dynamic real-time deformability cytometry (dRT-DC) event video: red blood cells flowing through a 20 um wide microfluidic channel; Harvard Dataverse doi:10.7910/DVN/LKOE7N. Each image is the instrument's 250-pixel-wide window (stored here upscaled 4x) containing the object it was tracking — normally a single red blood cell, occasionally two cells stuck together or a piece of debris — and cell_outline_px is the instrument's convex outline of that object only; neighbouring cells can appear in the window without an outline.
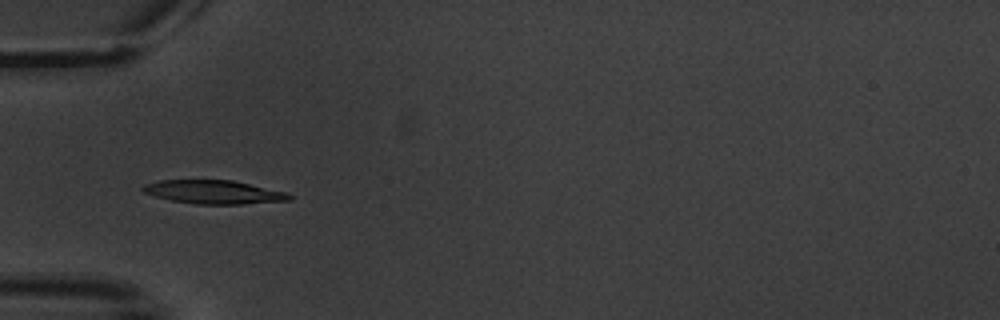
{"species": "common noctule bat (a hibernating species)", "species_latin": "Nyctalus noctula", "temperature_condition": "warm", "stored_images_in_passage": 10, "camera_frame_rate_fps": 3000, "um_per_image_px": 0.085, "animal": {"sex": "male", "body_mass_g": 20.1, "forearm_length_mm": 53.5}, "frame": {"image": 1, "passage_image": 5, "time_ms": 4.667, "image_size_px": [1000, 320], "cell_outline_px": [[292, 200], [244, 204], [196, 204], [172, 200], [156, 196], [144, 192], [140, 188], [144, 184], [160, 180], [232, 180], [288, 192], [292, 196]], "centroid_in_image_um": [18.21, 16.32], "position_along_channel_um": 66.8, "area_um2": 20.11}}
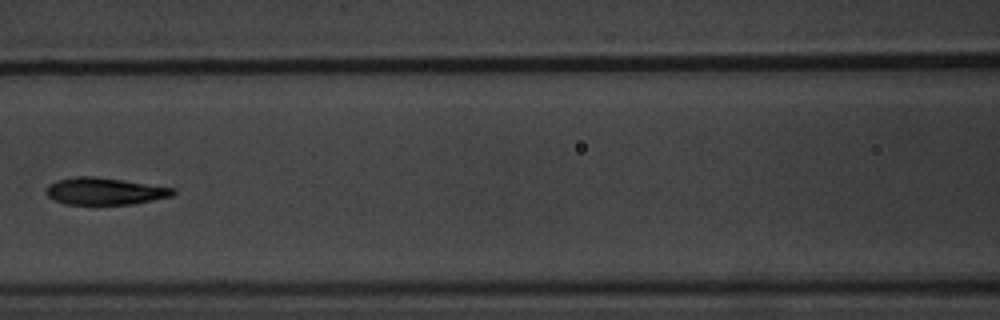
{"frame": {"image": 2, "passage_image": 7, "time_ms": 7.333, "image_size_px": [1000, 320], "cell_outline_px": [[176, 192], [172, 196], [132, 204], [64, 204], [52, 200], [48, 196], [48, 184], [56, 180], [72, 176], [96, 176], [176, 188]], "centroid_in_image_um": [8.89, 16.24], "position_along_channel_um": 157.7, "area_um2": 20.06}}
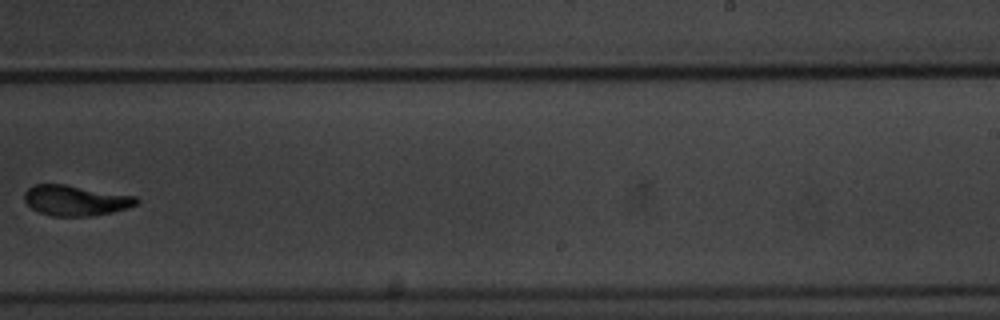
{"frame": {"image": 3, "passage_image": 10, "time_ms": 11.0, "image_size_px": [1000, 320], "cell_outline_px": [[140, 200], [136, 204], [128, 208], [112, 212], [88, 216], [52, 216], [40, 212], [32, 208], [24, 200], [24, 192], [28, 188], [36, 184], [64, 184], [136, 196]], "centroid_in_image_um": [6.43, 17.03], "position_along_channel_um": 282.6, "area_um2": 19.77}}